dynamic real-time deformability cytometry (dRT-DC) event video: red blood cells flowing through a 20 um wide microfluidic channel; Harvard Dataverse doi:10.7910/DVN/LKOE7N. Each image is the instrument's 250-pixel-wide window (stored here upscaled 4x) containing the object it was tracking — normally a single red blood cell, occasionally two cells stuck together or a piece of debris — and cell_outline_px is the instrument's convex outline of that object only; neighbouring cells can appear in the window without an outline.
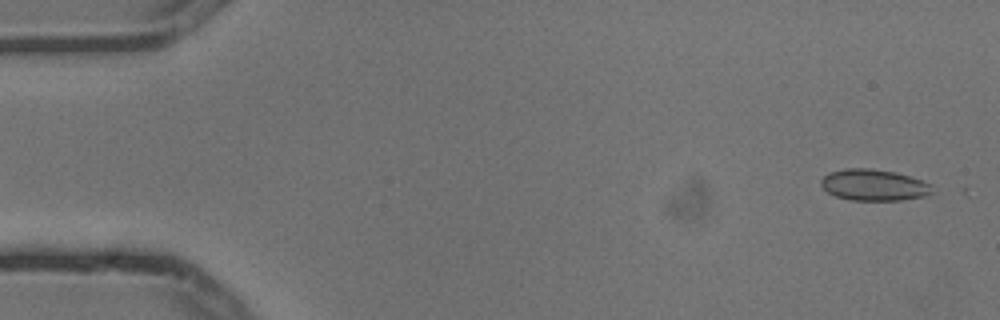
{"species": "common noctule bat (a hibernating species)", "species_latin": "Nyctalus noctula", "temperature_condition": "cold", "stored_images_in_passage": 5, "camera_frame_rate_fps": 3000, "um_per_image_px": 0.085, "animal": {"sex": "male", "body_mass_g": 13.3}, "frame": {"image": 1, "passage_image": 1, "time_ms": 0.0, "image_size_px": [1000, 320], "cell_outline_px": [[932, 192], [924, 196], [900, 200], [852, 200], [836, 196], [828, 192], [820, 184], [820, 180], [824, 176], [832, 172], [848, 168], [872, 168], [896, 172], [932, 184]], "centroid_in_image_um": [74.28, 15.72], "position_along_channel_um": 10.7, "area_um2": 20.11}}